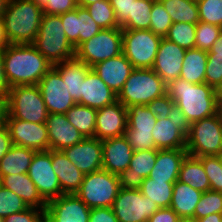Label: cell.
<instances>
[{
    "label": "cell",
    "mask_w": 222,
    "mask_h": 222,
    "mask_svg": "<svg viewBox=\"0 0 222 222\" xmlns=\"http://www.w3.org/2000/svg\"><path fill=\"white\" fill-rule=\"evenodd\" d=\"M167 94L175 103L176 113L186 126L217 112L218 92L206 83L193 84L177 78L166 85Z\"/></svg>",
    "instance_id": "obj_1"
},
{
    "label": "cell",
    "mask_w": 222,
    "mask_h": 222,
    "mask_svg": "<svg viewBox=\"0 0 222 222\" xmlns=\"http://www.w3.org/2000/svg\"><path fill=\"white\" fill-rule=\"evenodd\" d=\"M3 59L10 88L37 85L53 67L33 44H9L3 49Z\"/></svg>",
    "instance_id": "obj_2"
},
{
    "label": "cell",
    "mask_w": 222,
    "mask_h": 222,
    "mask_svg": "<svg viewBox=\"0 0 222 222\" xmlns=\"http://www.w3.org/2000/svg\"><path fill=\"white\" fill-rule=\"evenodd\" d=\"M43 9L34 0H10L2 17L10 44H33Z\"/></svg>",
    "instance_id": "obj_3"
},
{
    "label": "cell",
    "mask_w": 222,
    "mask_h": 222,
    "mask_svg": "<svg viewBox=\"0 0 222 222\" xmlns=\"http://www.w3.org/2000/svg\"><path fill=\"white\" fill-rule=\"evenodd\" d=\"M33 45L52 65L75 57L74 46L67 39L60 15L43 14Z\"/></svg>",
    "instance_id": "obj_4"
},
{
    "label": "cell",
    "mask_w": 222,
    "mask_h": 222,
    "mask_svg": "<svg viewBox=\"0 0 222 222\" xmlns=\"http://www.w3.org/2000/svg\"><path fill=\"white\" fill-rule=\"evenodd\" d=\"M48 115L38 85H19L10 88L6 96L5 118L46 123Z\"/></svg>",
    "instance_id": "obj_5"
},
{
    "label": "cell",
    "mask_w": 222,
    "mask_h": 222,
    "mask_svg": "<svg viewBox=\"0 0 222 222\" xmlns=\"http://www.w3.org/2000/svg\"><path fill=\"white\" fill-rule=\"evenodd\" d=\"M166 93V84L151 68L134 69L118 93L117 100L127 108L132 105H147Z\"/></svg>",
    "instance_id": "obj_6"
},
{
    "label": "cell",
    "mask_w": 222,
    "mask_h": 222,
    "mask_svg": "<svg viewBox=\"0 0 222 222\" xmlns=\"http://www.w3.org/2000/svg\"><path fill=\"white\" fill-rule=\"evenodd\" d=\"M186 150L195 157L222 155V125L217 114L187 126Z\"/></svg>",
    "instance_id": "obj_7"
},
{
    "label": "cell",
    "mask_w": 222,
    "mask_h": 222,
    "mask_svg": "<svg viewBox=\"0 0 222 222\" xmlns=\"http://www.w3.org/2000/svg\"><path fill=\"white\" fill-rule=\"evenodd\" d=\"M119 190L118 175L101 169L86 174L75 194L91 209L112 207Z\"/></svg>",
    "instance_id": "obj_8"
},
{
    "label": "cell",
    "mask_w": 222,
    "mask_h": 222,
    "mask_svg": "<svg viewBox=\"0 0 222 222\" xmlns=\"http://www.w3.org/2000/svg\"><path fill=\"white\" fill-rule=\"evenodd\" d=\"M162 37L151 30H122V53L134 69L153 67Z\"/></svg>",
    "instance_id": "obj_9"
},
{
    "label": "cell",
    "mask_w": 222,
    "mask_h": 222,
    "mask_svg": "<svg viewBox=\"0 0 222 222\" xmlns=\"http://www.w3.org/2000/svg\"><path fill=\"white\" fill-rule=\"evenodd\" d=\"M122 28L102 29L75 49V57L89 67L122 53Z\"/></svg>",
    "instance_id": "obj_10"
},
{
    "label": "cell",
    "mask_w": 222,
    "mask_h": 222,
    "mask_svg": "<svg viewBox=\"0 0 222 222\" xmlns=\"http://www.w3.org/2000/svg\"><path fill=\"white\" fill-rule=\"evenodd\" d=\"M158 209L157 204L143 196L140 189L120 188L112 205L119 222H148Z\"/></svg>",
    "instance_id": "obj_11"
},
{
    "label": "cell",
    "mask_w": 222,
    "mask_h": 222,
    "mask_svg": "<svg viewBox=\"0 0 222 222\" xmlns=\"http://www.w3.org/2000/svg\"><path fill=\"white\" fill-rule=\"evenodd\" d=\"M28 175L46 203L63 194L59 179L52 168V150L35 152Z\"/></svg>",
    "instance_id": "obj_12"
},
{
    "label": "cell",
    "mask_w": 222,
    "mask_h": 222,
    "mask_svg": "<svg viewBox=\"0 0 222 222\" xmlns=\"http://www.w3.org/2000/svg\"><path fill=\"white\" fill-rule=\"evenodd\" d=\"M4 125L9 130L13 145L27 147L37 151L50 149L47 126L16 118H5Z\"/></svg>",
    "instance_id": "obj_13"
},
{
    "label": "cell",
    "mask_w": 222,
    "mask_h": 222,
    "mask_svg": "<svg viewBox=\"0 0 222 222\" xmlns=\"http://www.w3.org/2000/svg\"><path fill=\"white\" fill-rule=\"evenodd\" d=\"M37 85L49 114H65L76 104L60 73L54 67L45 74Z\"/></svg>",
    "instance_id": "obj_14"
},
{
    "label": "cell",
    "mask_w": 222,
    "mask_h": 222,
    "mask_svg": "<svg viewBox=\"0 0 222 222\" xmlns=\"http://www.w3.org/2000/svg\"><path fill=\"white\" fill-rule=\"evenodd\" d=\"M90 211L76 194H62L47 203L46 222H88Z\"/></svg>",
    "instance_id": "obj_15"
},
{
    "label": "cell",
    "mask_w": 222,
    "mask_h": 222,
    "mask_svg": "<svg viewBox=\"0 0 222 222\" xmlns=\"http://www.w3.org/2000/svg\"><path fill=\"white\" fill-rule=\"evenodd\" d=\"M62 152L85 175L102 169V143L95 137H86Z\"/></svg>",
    "instance_id": "obj_16"
},
{
    "label": "cell",
    "mask_w": 222,
    "mask_h": 222,
    "mask_svg": "<svg viewBox=\"0 0 222 222\" xmlns=\"http://www.w3.org/2000/svg\"><path fill=\"white\" fill-rule=\"evenodd\" d=\"M186 50L162 38L153 67L151 68L167 85L180 77Z\"/></svg>",
    "instance_id": "obj_17"
},
{
    "label": "cell",
    "mask_w": 222,
    "mask_h": 222,
    "mask_svg": "<svg viewBox=\"0 0 222 222\" xmlns=\"http://www.w3.org/2000/svg\"><path fill=\"white\" fill-rule=\"evenodd\" d=\"M127 127V108L120 102L97 110L94 137L99 140L125 135Z\"/></svg>",
    "instance_id": "obj_18"
},
{
    "label": "cell",
    "mask_w": 222,
    "mask_h": 222,
    "mask_svg": "<svg viewBox=\"0 0 222 222\" xmlns=\"http://www.w3.org/2000/svg\"><path fill=\"white\" fill-rule=\"evenodd\" d=\"M151 133L158 150L186 148L187 126L177 113L157 118Z\"/></svg>",
    "instance_id": "obj_19"
},
{
    "label": "cell",
    "mask_w": 222,
    "mask_h": 222,
    "mask_svg": "<svg viewBox=\"0 0 222 222\" xmlns=\"http://www.w3.org/2000/svg\"><path fill=\"white\" fill-rule=\"evenodd\" d=\"M50 150L62 151L85 137L67 119L66 114L50 113L46 120Z\"/></svg>",
    "instance_id": "obj_20"
},
{
    "label": "cell",
    "mask_w": 222,
    "mask_h": 222,
    "mask_svg": "<svg viewBox=\"0 0 222 222\" xmlns=\"http://www.w3.org/2000/svg\"><path fill=\"white\" fill-rule=\"evenodd\" d=\"M158 149L134 151L129 167L119 175L120 188L140 189L155 165Z\"/></svg>",
    "instance_id": "obj_21"
},
{
    "label": "cell",
    "mask_w": 222,
    "mask_h": 222,
    "mask_svg": "<svg viewBox=\"0 0 222 222\" xmlns=\"http://www.w3.org/2000/svg\"><path fill=\"white\" fill-rule=\"evenodd\" d=\"M91 69L118 95L134 67L125 55L121 53L95 64Z\"/></svg>",
    "instance_id": "obj_22"
},
{
    "label": "cell",
    "mask_w": 222,
    "mask_h": 222,
    "mask_svg": "<svg viewBox=\"0 0 222 222\" xmlns=\"http://www.w3.org/2000/svg\"><path fill=\"white\" fill-rule=\"evenodd\" d=\"M103 148L102 169L119 175L131 162L134 150L125 136L101 140Z\"/></svg>",
    "instance_id": "obj_23"
},
{
    "label": "cell",
    "mask_w": 222,
    "mask_h": 222,
    "mask_svg": "<svg viewBox=\"0 0 222 222\" xmlns=\"http://www.w3.org/2000/svg\"><path fill=\"white\" fill-rule=\"evenodd\" d=\"M117 101V94L92 69L82 81L81 100L78 104L101 109Z\"/></svg>",
    "instance_id": "obj_24"
},
{
    "label": "cell",
    "mask_w": 222,
    "mask_h": 222,
    "mask_svg": "<svg viewBox=\"0 0 222 222\" xmlns=\"http://www.w3.org/2000/svg\"><path fill=\"white\" fill-rule=\"evenodd\" d=\"M187 154L186 148L158 150L155 165L148 177L175 183L179 177L181 163Z\"/></svg>",
    "instance_id": "obj_25"
},
{
    "label": "cell",
    "mask_w": 222,
    "mask_h": 222,
    "mask_svg": "<svg viewBox=\"0 0 222 222\" xmlns=\"http://www.w3.org/2000/svg\"><path fill=\"white\" fill-rule=\"evenodd\" d=\"M0 184L21 197L27 207L46 209L47 203L38 193L36 185L29 178L28 173L3 176L0 179Z\"/></svg>",
    "instance_id": "obj_26"
},
{
    "label": "cell",
    "mask_w": 222,
    "mask_h": 222,
    "mask_svg": "<svg viewBox=\"0 0 222 222\" xmlns=\"http://www.w3.org/2000/svg\"><path fill=\"white\" fill-rule=\"evenodd\" d=\"M52 168L56 173L63 194H75L85 174H83L62 151L52 150Z\"/></svg>",
    "instance_id": "obj_27"
},
{
    "label": "cell",
    "mask_w": 222,
    "mask_h": 222,
    "mask_svg": "<svg viewBox=\"0 0 222 222\" xmlns=\"http://www.w3.org/2000/svg\"><path fill=\"white\" fill-rule=\"evenodd\" d=\"M53 67L60 73L69 93L78 103L81 100L82 81L91 67L76 57L57 63Z\"/></svg>",
    "instance_id": "obj_28"
},
{
    "label": "cell",
    "mask_w": 222,
    "mask_h": 222,
    "mask_svg": "<svg viewBox=\"0 0 222 222\" xmlns=\"http://www.w3.org/2000/svg\"><path fill=\"white\" fill-rule=\"evenodd\" d=\"M202 194L203 192L177 180L173 185L170 208L179 217H194L195 207Z\"/></svg>",
    "instance_id": "obj_29"
},
{
    "label": "cell",
    "mask_w": 222,
    "mask_h": 222,
    "mask_svg": "<svg viewBox=\"0 0 222 222\" xmlns=\"http://www.w3.org/2000/svg\"><path fill=\"white\" fill-rule=\"evenodd\" d=\"M35 150L12 145L0 160V179L10 174L28 173Z\"/></svg>",
    "instance_id": "obj_30"
},
{
    "label": "cell",
    "mask_w": 222,
    "mask_h": 222,
    "mask_svg": "<svg viewBox=\"0 0 222 222\" xmlns=\"http://www.w3.org/2000/svg\"><path fill=\"white\" fill-rule=\"evenodd\" d=\"M178 181L188 184L201 192L211 190L202 162L198 157L189 154L186 155L181 163Z\"/></svg>",
    "instance_id": "obj_31"
},
{
    "label": "cell",
    "mask_w": 222,
    "mask_h": 222,
    "mask_svg": "<svg viewBox=\"0 0 222 222\" xmlns=\"http://www.w3.org/2000/svg\"><path fill=\"white\" fill-rule=\"evenodd\" d=\"M207 56L208 53L199 48L186 50L180 78L193 84L205 83Z\"/></svg>",
    "instance_id": "obj_32"
},
{
    "label": "cell",
    "mask_w": 222,
    "mask_h": 222,
    "mask_svg": "<svg viewBox=\"0 0 222 222\" xmlns=\"http://www.w3.org/2000/svg\"><path fill=\"white\" fill-rule=\"evenodd\" d=\"M170 15L173 23L197 24L199 22L198 5L195 0H159Z\"/></svg>",
    "instance_id": "obj_33"
},
{
    "label": "cell",
    "mask_w": 222,
    "mask_h": 222,
    "mask_svg": "<svg viewBox=\"0 0 222 222\" xmlns=\"http://www.w3.org/2000/svg\"><path fill=\"white\" fill-rule=\"evenodd\" d=\"M65 114L68 121L78 129L85 138L94 137L97 114L96 109L76 103Z\"/></svg>",
    "instance_id": "obj_34"
},
{
    "label": "cell",
    "mask_w": 222,
    "mask_h": 222,
    "mask_svg": "<svg viewBox=\"0 0 222 222\" xmlns=\"http://www.w3.org/2000/svg\"><path fill=\"white\" fill-rule=\"evenodd\" d=\"M174 183L167 181L154 180L149 177L144 178L140 191L145 197L155 202L158 208L170 207Z\"/></svg>",
    "instance_id": "obj_35"
},
{
    "label": "cell",
    "mask_w": 222,
    "mask_h": 222,
    "mask_svg": "<svg viewBox=\"0 0 222 222\" xmlns=\"http://www.w3.org/2000/svg\"><path fill=\"white\" fill-rule=\"evenodd\" d=\"M157 116L146 105L127 107V126L133 131L152 132Z\"/></svg>",
    "instance_id": "obj_36"
},
{
    "label": "cell",
    "mask_w": 222,
    "mask_h": 222,
    "mask_svg": "<svg viewBox=\"0 0 222 222\" xmlns=\"http://www.w3.org/2000/svg\"><path fill=\"white\" fill-rule=\"evenodd\" d=\"M155 0H135L131 8V19L122 30H150L151 9Z\"/></svg>",
    "instance_id": "obj_37"
},
{
    "label": "cell",
    "mask_w": 222,
    "mask_h": 222,
    "mask_svg": "<svg viewBox=\"0 0 222 222\" xmlns=\"http://www.w3.org/2000/svg\"><path fill=\"white\" fill-rule=\"evenodd\" d=\"M85 8L101 29H113L120 27L109 0H100L85 6Z\"/></svg>",
    "instance_id": "obj_38"
},
{
    "label": "cell",
    "mask_w": 222,
    "mask_h": 222,
    "mask_svg": "<svg viewBox=\"0 0 222 222\" xmlns=\"http://www.w3.org/2000/svg\"><path fill=\"white\" fill-rule=\"evenodd\" d=\"M196 26L197 24L173 23L165 38L185 50L195 48Z\"/></svg>",
    "instance_id": "obj_39"
},
{
    "label": "cell",
    "mask_w": 222,
    "mask_h": 222,
    "mask_svg": "<svg viewBox=\"0 0 222 222\" xmlns=\"http://www.w3.org/2000/svg\"><path fill=\"white\" fill-rule=\"evenodd\" d=\"M213 213H222V192L206 191L203 192L194 211V217L200 219Z\"/></svg>",
    "instance_id": "obj_40"
},
{
    "label": "cell",
    "mask_w": 222,
    "mask_h": 222,
    "mask_svg": "<svg viewBox=\"0 0 222 222\" xmlns=\"http://www.w3.org/2000/svg\"><path fill=\"white\" fill-rule=\"evenodd\" d=\"M150 18V30L154 34L165 38L173 22L171 20L170 15L164 9V6L159 0H155L153 2Z\"/></svg>",
    "instance_id": "obj_41"
},
{
    "label": "cell",
    "mask_w": 222,
    "mask_h": 222,
    "mask_svg": "<svg viewBox=\"0 0 222 222\" xmlns=\"http://www.w3.org/2000/svg\"><path fill=\"white\" fill-rule=\"evenodd\" d=\"M222 31V27L199 21L196 26L195 48L209 52Z\"/></svg>",
    "instance_id": "obj_42"
},
{
    "label": "cell",
    "mask_w": 222,
    "mask_h": 222,
    "mask_svg": "<svg viewBox=\"0 0 222 222\" xmlns=\"http://www.w3.org/2000/svg\"><path fill=\"white\" fill-rule=\"evenodd\" d=\"M198 158L204 166L211 190L222 192V155Z\"/></svg>",
    "instance_id": "obj_43"
},
{
    "label": "cell",
    "mask_w": 222,
    "mask_h": 222,
    "mask_svg": "<svg viewBox=\"0 0 222 222\" xmlns=\"http://www.w3.org/2000/svg\"><path fill=\"white\" fill-rule=\"evenodd\" d=\"M199 21L222 27V0L196 1Z\"/></svg>",
    "instance_id": "obj_44"
},
{
    "label": "cell",
    "mask_w": 222,
    "mask_h": 222,
    "mask_svg": "<svg viewBox=\"0 0 222 222\" xmlns=\"http://www.w3.org/2000/svg\"><path fill=\"white\" fill-rule=\"evenodd\" d=\"M27 208L21 197L0 184V216L7 217Z\"/></svg>",
    "instance_id": "obj_45"
},
{
    "label": "cell",
    "mask_w": 222,
    "mask_h": 222,
    "mask_svg": "<svg viewBox=\"0 0 222 222\" xmlns=\"http://www.w3.org/2000/svg\"><path fill=\"white\" fill-rule=\"evenodd\" d=\"M78 17H79V45L94 35L98 34L102 29L93 20L90 13L85 7L78 6Z\"/></svg>",
    "instance_id": "obj_46"
},
{
    "label": "cell",
    "mask_w": 222,
    "mask_h": 222,
    "mask_svg": "<svg viewBox=\"0 0 222 222\" xmlns=\"http://www.w3.org/2000/svg\"><path fill=\"white\" fill-rule=\"evenodd\" d=\"M205 83L218 91L222 86V56L208 55Z\"/></svg>",
    "instance_id": "obj_47"
},
{
    "label": "cell",
    "mask_w": 222,
    "mask_h": 222,
    "mask_svg": "<svg viewBox=\"0 0 222 222\" xmlns=\"http://www.w3.org/2000/svg\"><path fill=\"white\" fill-rule=\"evenodd\" d=\"M124 136L134 151L157 149L151 132L133 131L127 126Z\"/></svg>",
    "instance_id": "obj_48"
},
{
    "label": "cell",
    "mask_w": 222,
    "mask_h": 222,
    "mask_svg": "<svg viewBox=\"0 0 222 222\" xmlns=\"http://www.w3.org/2000/svg\"><path fill=\"white\" fill-rule=\"evenodd\" d=\"M68 41L76 49L79 46V17L78 6L75 10L59 14Z\"/></svg>",
    "instance_id": "obj_49"
},
{
    "label": "cell",
    "mask_w": 222,
    "mask_h": 222,
    "mask_svg": "<svg viewBox=\"0 0 222 222\" xmlns=\"http://www.w3.org/2000/svg\"><path fill=\"white\" fill-rule=\"evenodd\" d=\"M146 106L157 118L161 119L168 118L176 113L175 103L167 93L159 98H155Z\"/></svg>",
    "instance_id": "obj_50"
},
{
    "label": "cell",
    "mask_w": 222,
    "mask_h": 222,
    "mask_svg": "<svg viewBox=\"0 0 222 222\" xmlns=\"http://www.w3.org/2000/svg\"><path fill=\"white\" fill-rule=\"evenodd\" d=\"M4 222H46L45 210L28 207L22 212L4 217Z\"/></svg>",
    "instance_id": "obj_51"
},
{
    "label": "cell",
    "mask_w": 222,
    "mask_h": 222,
    "mask_svg": "<svg viewBox=\"0 0 222 222\" xmlns=\"http://www.w3.org/2000/svg\"><path fill=\"white\" fill-rule=\"evenodd\" d=\"M118 25L122 28L131 19V8L135 0H109Z\"/></svg>",
    "instance_id": "obj_52"
},
{
    "label": "cell",
    "mask_w": 222,
    "mask_h": 222,
    "mask_svg": "<svg viewBox=\"0 0 222 222\" xmlns=\"http://www.w3.org/2000/svg\"><path fill=\"white\" fill-rule=\"evenodd\" d=\"M76 0H51L42 8L43 14L59 15L75 10Z\"/></svg>",
    "instance_id": "obj_53"
},
{
    "label": "cell",
    "mask_w": 222,
    "mask_h": 222,
    "mask_svg": "<svg viewBox=\"0 0 222 222\" xmlns=\"http://www.w3.org/2000/svg\"><path fill=\"white\" fill-rule=\"evenodd\" d=\"M88 222H119L112 207L91 208Z\"/></svg>",
    "instance_id": "obj_54"
},
{
    "label": "cell",
    "mask_w": 222,
    "mask_h": 222,
    "mask_svg": "<svg viewBox=\"0 0 222 222\" xmlns=\"http://www.w3.org/2000/svg\"><path fill=\"white\" fill-rule=\"evenodd\" d=\"M180 217L176 212L170 207L159 208L155 213H153L148 222H178Z\"/></svg>",
    "instance_id": "obj_55"
},
{
    "label": "cell",
    "mask_w": 222,
    "mask_h": 222,
    "mask_svg": "<svg viewBox=\"0 0 222 222\" xmlns=\"http://www.w3.org/2000/svg\"><path fill=\"white\" fill-rule=\"evenodd\" d=\"M12 145L9 130L3 123L0 125V160L6 155Z\"/></svg>",
    "instance_id": "obj_56"
},
{
    "label": "cell",
    "mask_w": 222,
    "mask_h": 222,
    "mask_svg": "<svg viewBox=\"0 0 222 222\" xmlns=\"http://www.w3.org/2000/svg\"><path fill=\"white\" fill-rule=\"evenodd\" d=\"M9 90L10 85L8 84L5 76L3 49H0V94H3L6 97Z\"/></svg>",
    "instance_id": "obj_57"
},
{
    "label": "cell",
    "mask_w": 222,
    "mask_h": 222,
    "mask_svg": "<svg viewBox=\"0 0 222 222\" xmlns=\"http://www.w3.org/2000/svg\"><path fill=\"white\" fill-rule=\"evenodd\" d=\"M208 55H221L222 56V31L215 41V43L212 45V48L209 52H207Z\"/></svg>",
    "instance_id": "obj_58"
},
{
    "label": "cell",
    "mask_w": 222,
    "mask_h": 222,
    "mask_svg": "<svg viewBox=\"0 0 222 222\" xmlns=\"http://www.w3.org/2000/svg\"><path fill=\"white\" fill-rule=\"evenodd\" d=\"M9 44L10 43L5 32L4 22L2 17H0V49H4Z\"/></svg>",
    "instance_id": "obj_59"
},
{
    "label": "cell",
    "mask_w": 222,
    "mask_h": 222,
    "mask_svg": "<svg viewBox=\"0 0 222 222\" xmlns=\"http://www.w3.org/2000/svg\"><path fill=\"white\" fill-rule=\"evenodd\" d=\"M197 222H222V213H213L206 217L197 219Z\"/></svg>",
    "instance_id": "obj_60"
},
{
    "label": "cell",
    "mask_w": 222,
    "mask_h": 222,
    "mask_svg": "<svg viewBox=\"0 0 222 222\" xmlns=\"http://www.w3.org/2000/svg\"><path fill=\"white\" fill-rule=\"evenodd\" d=\"M6 115V97L0 94V125L4 123Z\"/></svg>",
    "instance_id": "obj_61"
},
{
    "label": "cell",
    "mask_w": 222,
    "mask_h": 222,
    "mask_svg": "<svg viewBox=\"0 0 222 222\" xmlns=\"http://www.w3.org/2000/svg\"><path fill=\"white\" fill-rule=\"evenodd\" d=\"M10 0H0V17L4 16L5 11L8 8Z\"/></svg>",
    "instance_id": "obj_62"
},
{
    "label": "cell",
    "mask_w": 222,
    "mask_h": 222,
    "mask_svg": "<svg viewBox=\"0 0 222 222\" xmlns=\"http://www.w3.org/2000/svg\"><path fill=\"white\" fill-rule=\"evenodd\" d=\"M100 0H76L77 6L85 7Z\"/></svg>",
    "instance_id": "obj_63"
},
{
    "label": "cell",
    "mask_w": 222,
    "mask_h": 222,
    "mask_svg": "<svg viewBox=\"0 0 222 222\" xmlns=\"http://www.w3.org/2000/svg\"><path fill=\"white\" fill-rule=\"evenodd\" d=\"M216 114L218 115V117L220 119V123L222 125V97H219V99H218Z\"/></svg>",
    "instance_id": "obj_64"
},
{
    "label": "cell",
    "mask_w": 222,
    "mask_h": 222,
    "mask_svg": "<svg viewBox=\"0 0 222 222\" xmlns=\"http://www.w3.org/2000/svg\"><path fill=\"white\" fill-rule=\"evenodd\" d=\"M178 222H197L195 217H180Z\"/></svg>",
    "instance_id": "obj_65"
},
{
    "label": "cell",
    "mask_w": 222,
    "mask_h": 222,
    "mask_svg": "<svg viewBox=\"0 0 222 222\" xmlns=\"http://www.w3.org/2000/svg\"><path fill=\"white\" fill-rule=\"evenodd\" d=\"M41 8H43L48 1H51V0H34Z\"/></svg>",
    "instance_id": "obj_66"
},
{
    "label": "cell",
    "mask_w": 222,
    "mask_h": 222,
    "mask_svg": "<svg viewBox=\"0 0 222 222\" xmlns=\"http://www.w3.org/2000/svg\"><path fill=\"white\" fill-rule=\"evenodd\" d=\"M217 92H218V96L222 97V86H221V88Z\"/></svg>",
    "instance_id": "obj_67"
},
{
    "label": "cell",
    "mask_w": 222,
    "mask_h": 222,
    "mask_svg": "<svg viewBox=\"0 0 222 222\" xmlns=\"http://www.w3.org/2000/svg\"><path fill=\"white\" fill-rule=\"evenodd\" d=\"M0 222H4V217L0 216Z\"/></svg>",
    "instance_id": "obj_68"
}]
</instances>
